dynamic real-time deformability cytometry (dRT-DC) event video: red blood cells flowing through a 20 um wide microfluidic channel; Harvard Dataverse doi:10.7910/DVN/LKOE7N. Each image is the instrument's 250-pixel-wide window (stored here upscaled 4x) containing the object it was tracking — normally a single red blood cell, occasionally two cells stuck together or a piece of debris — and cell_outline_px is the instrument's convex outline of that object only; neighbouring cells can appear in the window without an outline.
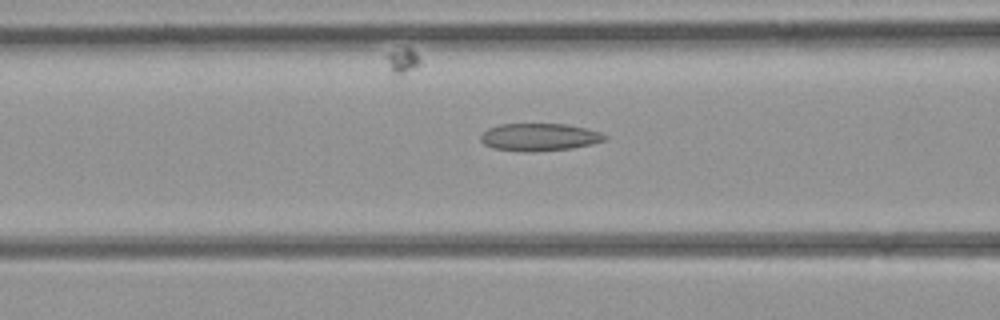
{"species": "common noctule bat (a hibernating species)", "species_latin": "Nyctalus noctula", "temperature_condition": "room temperature", "stored_images_in_passage": 30, "camera_frame_rate_fps": 3000, "um_per_image_px": 0.085, "animal": {"sex": "female", "body_mass_g": 21.9}, "frame": {"image": 1, "passage_image": 6, "time_ms": 1.667, "image_size_px": [1000, 320], "cell_outline_px": [[608, 136], [604, 140], [592, 144], [572, 148], [528, 152], [492, 148], [484, 144], [480, 140], [480, 136], [488, 128], [500, 124], [564, 124], [584, 128], [600, 132]], "centroid_in_image_um": [45.82, 11.65], "position_along_channel_um": 120.8, "area_um2": 19.77}}
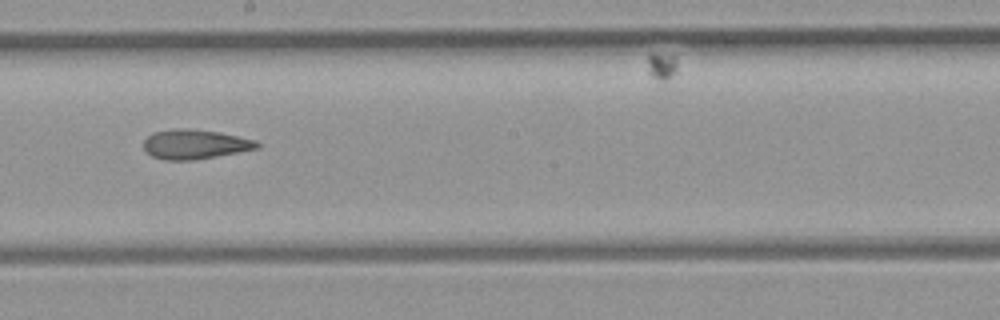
{"frame": {"image": 2, "passage_image": 13, "time_ms": 4.0, "image_size_px": [1000, 320], "cell_outline_px": [[260, 148], [192, 160], [164, 160], [152, 156], [144, 148], [144, 140], [148, 136], [156, 132], [176, 128], [188, 128], [220, 132], [256, 140], [260, 144]], "centroid_in_image_um": [16.59, 12.25], "position_along_channel_um": 231.6, "area_um2": 19.36}}
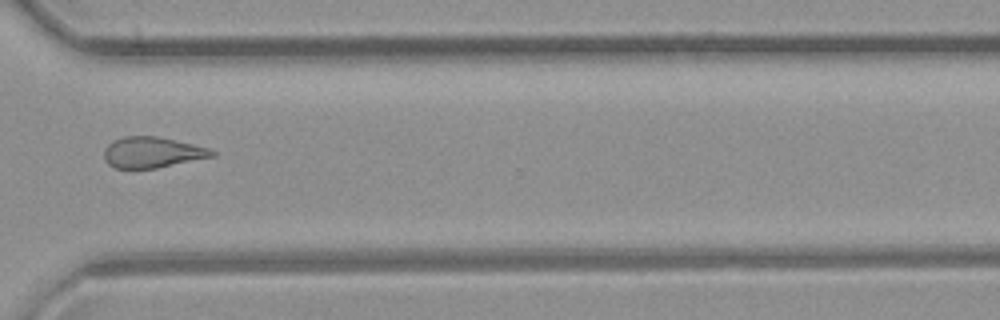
{"frame": {"image": 3, "passage_image": 21, "time_ms": 6.667, "image_size_px": [1000, 320], "cell_outline_px": [[216, 156], [156, 168], [116, 168], [108, 164], [104, 160], [104, 148], [112, 140], [124, 136], [156, 136], [192, 144], [208, 148], [216, 152]], "centroid_in_image_um": [12.91, 12.95], "position_along_channel_um": 357.7, "area_um2": 19.36}}